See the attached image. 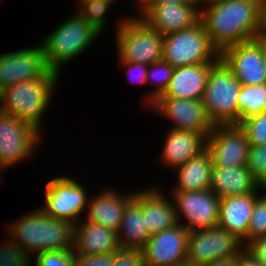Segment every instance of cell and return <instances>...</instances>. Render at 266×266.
<instances>
[{
    "label": "cell",
    "instance_id": "12",
    "mask_svg": "<svg viewBox=\"0 0 266 266\" xmlns=\"http://www.w3.org/2000/svg\"><path fill=\"white\" fill-rule=\"evenodd\" d=\"M150 112L169 121V129L202 133L206 137L215 127L202 100L159 97L150 107Z\"/></svg>",
    "mask_w": 266,
    "mask_h": 266
},
{
    "label": "cell",
    "instance_id": "34",
    "mask_svg": "<svg viewBox=\"0 0 266 266\" xmlns=\"http://www.w3.org/2000/svg\"><path fill=\"white\" fill-rule=\"evenodd\" d=\"M34 258L35 266H75L73 250L44 251Z\"/></svg>",
    "mask_w": 266,
    "mask_h": 266
},
{
    "label": "cell",
    "instance_id": "23",
    "mask_svg": "<svg viewBox=\"0 0 266 266\" xmlns=\"http://www.w3.org/2000/svg\"><path fill=\"white\" fill-rule=\"evenodd\" d=\"M262 193L220 198L218 226L243 241L247 237L255 201Z\"/></svg>",
    "mask_w": 266,
    "mask_h": 266
},
{
    "label": "cell",
    "instance_id": "14",
    "mask_svg": "<svg viewBox=\"0 0 266 266\" xmlns=\"http://www.w3.org/2000/svg\"><path fill=\"white\" fill-rule=\"evenodd\" d=\"M250 144L244 130L238 124L215 125L206 141L212 166H246Z\"/></svg>",
    "mask_w": 266,
    "mask_h": 266
},
{
    "label": "cell",
    "instance_id": "35",
    "mask_svg": "<svg viewBox=\"0 0 266 266\" xmlns=\"http://www.w3.org/2000/svg\"><path fill=\"white\" fill-rule=\"evenodd\" d=\"M113 266H145L141 250L120 249L114 253Z\"/></svg>",
    "mask_w": 266,
    "mask_h": 266
},
{
    "label": "cell",
    "instance_id": "36",
    "mask_svg": "<svg viewBox=\"0 0 266 266\" xmlns=\"http://www.w3.org/2000/svg\"><path fill=\"white\" fill-rule=\"evenodd\" d=\"M119 67L121 66V69H125L124 71L128 74V80H132L131 82L136 85H146V74L148 65L142 64V63H135V62H123L118 61ZM130 78V79H129Z\"/></svg>",
    "mask_w": 266,
    "mask_h": 266
},
{
    "label": "cell",
    "instance_id": "27",
    "mask_svg": "<svg viewBox=\"0 0 266 266\" xmlns=\"http://www.w3.org/2000/svg\"><path fill=\"white\" fill-rule=\"evenodd\" d=\"M237 103L238 124L247 117L266 111V83L242 85Z\"/></svg>",
    "mask_w": 266,
    "mask_h": 266
},
{
    "label": "cell",
    "instance_id": "17",
    "mask_svg": "<svg viewBox=\"0 0 266 266\" xmlns=\"http://www.w3.org/2000/svg\"><path fill=\"white\" fill-rule=\"evenodd\" d=\"M136 7L135 16L163 36L192 27L200 20L201 5L167 3Z\"/></svg>",
    "mask_w": 266,
    "mask_h": 266
},
{
    "label": "cell",
    "instance_id": "41",
    "mask_svg": "<svg viewBox=\"0 0 266 266\" xmlns=\"http://www.w3.org/2000/svg\"><path fill=\"white\" fill-rule=\"evenodd\" d=\"M201 266H238V254L217 259Z\"/></svg>",
    "mask_w": 266,
    "mask_h": 266
},
{
    "label": "cell",
    "instance_id": "6",
    "mask_svg": "<svg viewBox=\"0 0 266 266\" xmlns=\"http://www.w3.org/2000/svg\"><path fill=\"white\" fill-rule=\"evenodd\" d=\"M242 84L220 58L212 67L202 97L214 125L238 124V96Z\"/></svg>",
    "mask_w": 266,
    "mask_h": 266
},
{
    "label": "cell",
    "instance_id": "26",
    "mask_svg": "<svg viewBox=\"0 0 266 266\" xmlns=\"http://www.w3.org/2000/svg\"><path fill=\"white\" fill-rule=\"evenodd\" d=\"M212 159L205 150L175 170V185L170 190L202 191L211 187Z\"/></svg>",
    "mask_w": 266,
    "mask_h": 266
},
{
    "label": "cell",
    "instance_id": "16",
    "mask_svg": "<svg viewBox=\"0 0 266 266\" xmlns=\"http://www.w3.org/2000/svg\"><path fill=\"white\" fill-rule=\"evenodd\" d=\"M188 235L180 223L150 235L141 250L145 266H173L186 261Z\"/></svg>",
    "mask_w": 266,
    "mask_h": 266
},
{
    "label": "cell",
    "instance_id": "39",
    "mask_svg": "<svg viewBox=\"0 0 266 266\" xmlns=\"http://www.w3.org/2000/svg\"><path fill=\"white\" fill-rule=\"evenodd\" d=\"M167 3L201 5L200 0H137L135 6H156Z\"/></svg>",
    "mask_w": 266,
    "mask_h": 266
},
{
    "label": "cell",
    "instance_id": "30",
    "mask_svg": "<svg viewBox=\"0 0 266 266\" xmlns=\"http://www.w3.org/2000/svg\"><path fill=\"white\" fill-rule=\"evenodd\" d=\"M264 235H266V190L255 201L247 237L242 244L245 246L251 240Z\"/></svg>",
    "mask_w": 266,
    "mask_h": 266
},
{
    "label": "cell",
    "instance_id": "44",
    "mask_svg": "<svg viewBox=\"0 0 266 266\" xmlns=\"http://www.w3.org/2000/svg\"><path fill=\"white\" fill-rule=\"evenodd\" d=\"M4 169L7 170V168L3 165V163L0 161V182H1V179H2V174L4 172ZM3 171V172H2Z\"/></svg>",
    "mask_w": 266,
    "mask_h": 266
},
{
    "label": "cell",
    "instance_id": "24",
    "mask_svg": "<svg viewBox=\"0 0 266 266\" xmlns=\"http://www.w3.org/2000/svg\"><path fill=\"white\" fill-rule=\"evenodd\" d=\"M210 190L218 197L225 198L260 193L266 188L260 186L246 166L230 168L212 166Z\"/></svg>",
    "mask_w": 266,
    "mask_h": 266
},
{
    "label": "cell",
    "instance_id": "11",
    "mask_svg": "<svg viewBox=\"0 0 266 266\" xmlns=\"http://www.w3.org/2000/svg\"><path fill=\"white\" fill-rule=\"evenodd\" d=\"M245 246L235 235L220 226L190 231L186 261L196 266L238 254Z\"/></svg>",
    "mask_w": 266,
    "mask_h": 266
},
{
    "label": "cell",
    "instance_id": "8",
    "mask_svg": "<svg viewBox=\"0 0 266 266\" xmlns=\"http://www.w3.org/2000/svg\"><path fill=\"white\" fill-rule=\"evenodd\" d=\"M71 177L73 176L66 174L47 181L44 189L45 201L38 208L50 217L75 225L84 219L91 194L88 193L85 182Z\"/></svg>",
    "mask_w": 266,
    "mask_h": 266
},
{
    "label": "cell",
    "instance_id": "5",
    "mask_svg": "<svg viewBox=\"0 0 266 266\" xmlns=\"http://www.w3.org/2000/svg\"><path fill=\"white\" fill-rule=\"evenodd\" d=\"M122 16L114 35L118 60L147 65L161 60L164 36L134 14Z\"/></svg>",
    "mask_w": 266,
    "mask_h": 266
},
{
    "label": "cell",
    "instance_id": "32",
    "mask_svg": "<svg viewBox=\"0 0 266 266\" xmlns=\"http://www.w3.org/2000/svg\"><path fill=\"white\" fill-rule=\"evenodd\" d=\"M0 244V266H31L32 259L9 236Z\"/></svg>",
    "mask_w": 266,
    "mask_h": 266
},
{
    "label": "cell",
    "instance_id": "7",
    "mask_svg": "<svg viewBox=\"0 0 266 266\" xmlns=\"http://www.w3.org/2000/svg\"><path fill=\"white\" fill-rule=\"evenodd\" d=\"M162 59L174 68L217 62L220 52L213 46L199 20L192 27L164 36Z\"/></svg>",
    "mask_w": 266,
    "mask_h": 266
},
{
    "label": "cell",
    "instance_id": "40",
    "mask_svg": "<svg viewBox=\"0 0 266 266\" xmlns=\"http://www.w3.org/2000/svg\"><path fill=\"white\" fill-rule=\"evenodd\" d=\"M238 266H263L245 247L238 253Z\"/></svg>",
    "mask_w": 266,
    "mask_h": 266
},
{
    "label": "cell",
    "instance_id": "28",
    "mask_svg": "<svg viewBox=\"0 0 266 266\" xmlns=\"http://www.w3.org/2000/svg\"><path fill=\"white\" fill-rule=\"evenodd\" d=\"M174 67L171 66L168 62L161 59L154 63L148 65L146 81L147 84L150 82L151 87L149 94L144 99V105L150 107L160 96L166 91L172 74L174 72Z\"/></svg>",
    "mask_w": 266,
    "mask_h": 266
},
{
    "label": "cell",
    "instance_id": "29",
    "mask_svg": "<svg viewBox=\"0 0 266 266\" xmlns=\"http://www.w3.org/2000/svg\"><path fill=\"white\" fill-rule=\"evenodd\" d=\"M75 11L81 18L92 25L101 34L105 32L108 23L107 15L111 13V7H115L117 1L111 0H77ZM115 5V6H114ZM110 13H109V12Z\"/></svg>",
    "mask_w": 266,
    "mask_h": 266
},
{
    "label": "cell",
    "instance_id": "22",
    "mask_svg": "<svg viewBox=\"0 0 266 266\" xmlns=\"http://www.w3.org/2000/svg\"><path fill=\"white\" fill-rule=\"evenodd\" d=\"M215 63L176 67L166 91L160 97L202 100L211 67Z\"/></svg>",
    "mask_w": 266,
    "mask_h": 266
},
{
    "label": "cell",
    "instance_id": "42",
    "mask_svg": "<svg viewBox=\"0 0 266 266\" xmlns=\"http://www.w3.org/2000/svg\"><path fill=\"white\" fill-rule=\"evenodd\" d=\"M258 37L261 39V52L263 55V64L266 73V32L259 34Z\"/></svg>",
    "mask_w": 266,
    "mask_h": 266
},
{
    "label": "cell",
    "instance_id": "25",
    "mask_svg": "<svg viewBox=\"0 0 266 266\" xmlns=\"http://www.w3.org/2000/svg\"><path fill=\"white\" fill-rule=\"evenodd\" d=\"M118 232L121 249L142 250L150 235L145 229L144 216L140 206V189L127 203Z\"/></svg>",
    "mask_w": 266,
    "mask_h": 266
},
{
    "label": "cell",
    "instance_id": "1",
    "mask_svg": "<svg viewBox=\"0 0 266 266\" xmlns=\"http://www.w3.org/2000/svg\"><path fill=\"white\" fill-rule=\"evenodd\" d=\"M200 21L221 53L265 32V0H209L201 4Z\"/></svg>",
    "mask_w": 266,
    "mask_h": 266
},
{
    "label": "cell",
    "instance_id": "45",
    "mask_svg": "<svg viewBox=\"0 0 266 266\" xmlns=\"http://www.w3.org/2000/svg\"><path fill=\"white\" fill-rule=\"evenodd\" d=\"M265 32H266V0H265Z\"/></svg>",
    "mask_w": 266,
    "mask_h": 266
},
{
    "label": "cell",
    "instance_id": "9",
    "mask_svg": "<svg viewBox=\"0 0 266 266\" xmlns=\"http://www.w3.org/2000/svg\"><path fill=\"white\" fill-rule=\"evenodd\" d=\"M42 135L26 121L0 111V161L8 170L29 161L43 142Z\"/></svg>",
    "mask_w": 266,
    "mask_h": 266
},
{
    "label": "cell",
    "instance_id": "37",
    "mask_svg": "<svg viewBox=\"0 0 266 266\" xmlns=\"http://www.w3.org/2000/svg\"><path fill=\"white\" fill-rule=\"evenodd\" d=\"M114 253L100 254L96 256H84L75 254V266H113Z\"/></svg>",
    "mask_w": 266,
    "mask_h": 266
},
{
    "label": "cell",
    "instance_id": "15",
    "mask_svg": "<svg viewBox=\"0 0 266 266\" xmlns=\"http://www.w3.org/2000/svg\"><path fill=\"white\" fill-rule=\"evenodd\" d=\"M220 58L242 85L255 86L266 83L261 39L258 36L253 40L225 48L220 53Z\"/></svg>",
    "mask_w": 266,
    "mask_h": 266
},
{
    "label": "cell",
    "instance_id": "3",
    "mask_svg": "<svg viewBox=\"0 0 266 266\" xmlns=\"http://www.w3.org/2000/svg\"><path fill=\"white\" fill-rule=\"evenodd\" d=\"M61 75L50 70L43 78L23 81L0 92V111L26 121L44 134L43 118L55 94Z\"/></svg>",
    "mask_w": 266,
    "mask_h": 266
},
{
    "label": "cell",
    "instance_id": "33",
    "mask_svg": "<svg viewBox=\"0 0 266 266\" xmlns=\"http://www.w3.org/2000/svg\"><path fill=\"white\" fill-rule=\"evenodd\" d=\"M246 167L260 186L266 188V144L250 146Z\"/></svg>",
    "mask_w": 266,
    "mask_h": 266
},
{
    "label": "cell",
    "instance_id": "46",
    "mask_svg": "<svg viewBox=\"0 0 266 266\" xmlns=\"http://www.w3.org/2000/svg\"><path fill=\"white\" fill-rule=\"evenodd\" d=\"M200 1H201V3H204V2L209 1V0H200Z\"/></svg>",
    "mask_w": 266,
    "mask_h": 266
},
{
    "label": "cell",
    "instance_id": "31",
    "mask_svg": "<svg viewBox=\"0 0 266 266\" xmlns=\"http://www.w3.org/2000/svg\"><path fill=\"white\" fill-rule=\"evenodd\" d=\"M238 125L244 130L250 145L266 144V111L247 117Z\"/></svg>",
    "mask_w": 266,
    "mask_h": 266
},
{
    "label": "cell",
    "instance_id": "13",
    "mask_svg": "<svg viewBox=\"0 0 266 266\" xmlns=\"http://www.w3.org/2000/svg\"><path fill=\"white\" fill-rule=\"evenodd\" d=\"M38 44L0 54V92L19 82L43 78L51 70Z\"/></svg>",
    "mask_w": 266,
    "mask_h": 266
},
{
    "label": "cell",
    "instance_id": "43",
    "mask_svg": "<svg viewBox=\"0 0 266 266\" xmlns=\"http://www.w3.org/2000/svg\"><path fill=\"white\" fill-rule=\"evenodd\" d=\"M173 266H196V265H194L193 263H190L189 261H184L179 264H175Z\"/></svg>",
    "mask_w": 266,
    "mask_h": 266
},
{
    "label": "cell",
    "instance_id": "38",
    "mask_svg": "<svg viewBox=\"0 0 266 266\" xmlns=\"http://www.w3.org/2000/svg\"><path fill=\"white\" fill-rule=\"evenodd\" d=\"M245 249L266 266V235L251 240L245 245Z\"/></svg>",
    "mask_w": 266,
    "mask_h": 266
},
{
    "label": "cell",
    "instance_id": "20",
    "mask_svg": "<svg viewBox=\"0 0 266 266\" xmlns=\"http://www.w3.org/2000/svg\"><path fill=\"white\" fill-rule=\"evenodd\" d=\"M157 186L140 190V206L145 229L149 235L174 227L178 224L172 197ZM165 193V194H164ZM170 197V198H169Z\"/></svg>",
    "mask_w": 266,
    "mask_h": 266
},
{
    "label": "cell",
    "instance_id": "4",
    "mask_svg": "<svg viewBox=\"0 0 266 266\" xmlns=\"http://www.w3.org/2000/svg\"><path fill=\"white\" fill-rule=\"evenodd\" d=\"M41 40L49 68L61 75L62 68L97 41L102 34L76 12Z\"/></svg>",
    "mask_w": 266,
    "mask_h": 266
},
{
    "label": "cell",
    "instance_id": "21",
    "mask_svg": "<svg viewBox=\"0 0 266 266\" xmlns=\"http://www.w3.org/2000/svg\"><path fill=\"white\" fill-rule=\"evenodd\" d=\"M120 249L117 231L85 219L74 225L73 252L75 254L96 256L116 253Z\"/></svg>",
    "mask_w": 266,
    "mask_h": 266
},
{
    "label": "cell",
    "instance_id": "19",
    "mask_svg": "<svg viewBox=\"0 0 266 266\" xmlns=\"http://www.w3.org/2000/svg\"><path fill=\"white\" fill-rule=\"evenodd\" d=\"M121 193L112 187L97 191L89 198L84 219L118 231L127 203L134 197L135 190ZM125 193V194H124Z\"/></svg>",
    "mask_w": 266,
    "mask_h": 266
},
{
    "label": "cell",
    "instance_id": "2",
    "mask_svg": "<svg viewBox=\"0 0 266 266\" xmlns=\"http://www.w3.org/2000/svg\"><path fill=\"white\" fill-rule=\"evenodd\" d=\"M5 227L8 236L30 258L44 251L73 250L74 225L36 208Z\"/></svg>",
    "mask_w": 266,
    "mask_h": 266
},
{
    "label": "cell",
    "instance_id": "10",
    "mask_svg": "<svg viewBox=\"0 0 266 266\" xmlns=\"http://www.w3.org/2000/svg\"><path fill=\"white\" fill-rule=\"evenodd\" d=\"M169 192L178 223L189 232L218 226L220 197L211 190Z\"/></svg>",
    "mask_w": 266,
    "mask_h": 266
},
{
    "label": "cell",
    "instance_id": "18",
    "mask_svg": "<svg viewBox=\"0 0 266 266\" xmlns=\"http://www.w3.org/2000/svg\"><path fill=\"white\" fill-rule=\"evenodd\" d=\"M167 130L161 155L158 157V162L167 169L175 171L206 150L207 137L204 134L179 129Z\"/></svg>",
    "mask_w": 266,
    "mask_h": 266
}]
</instances>
